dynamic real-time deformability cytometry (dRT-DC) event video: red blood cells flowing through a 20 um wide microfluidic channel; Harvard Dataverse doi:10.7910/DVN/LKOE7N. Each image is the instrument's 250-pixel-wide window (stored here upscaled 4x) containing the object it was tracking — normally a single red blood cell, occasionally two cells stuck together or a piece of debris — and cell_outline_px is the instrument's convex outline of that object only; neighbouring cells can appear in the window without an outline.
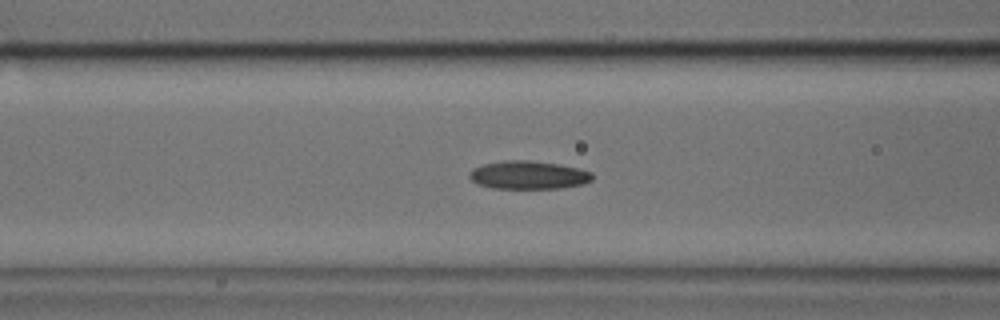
{"species": "common noctule bat (a hibernating species)", "species_latin": "Nyctalus noctula", "temperature_condition": "cold", "stored_images_in_passage": 51, "camera_frame_rate_fps": 3000, "um_per_image_px": 0.085, "animal": {"sex": "male", "body_mass_g": 17.9, "forearm_length_mm": 54.2}, "frame": {"image": 1, "passage_image": 19, "time_ms": 6.0, "image_size_px": [1000, 320], "cell_outline_px": [[592, 180], [584, 184], [564, 188], [492, 188], [480, 184], [472, 180], [468, 176], [468, 172], [472, 168], [484, 164], [504, 160], [528, 160], [560, 164], [592, 172]], "centroid_in_image_um": [44.91, 14.87], "position_along_channel_um": 121.7, "area_um2": 20.23}}
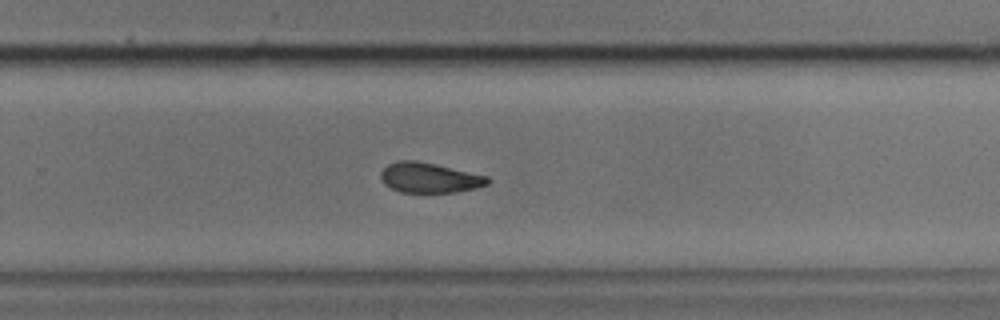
{"frame": {"image": 2, "passage_image": 32, "time_ms": 10.333, "image_size_px": [1000, 320], "cell_outline_px": [[488, 184], [476, 188], [456, 192], [400, 192], [384, 184], [380, 176], [380, 172], [388, 164], [396, 160], [416, 160], [488, 176]], "centroid_in_image_um": [36.46, 15.1], "position_along_channel_um": 293.3, "area_um2": 18.61}}
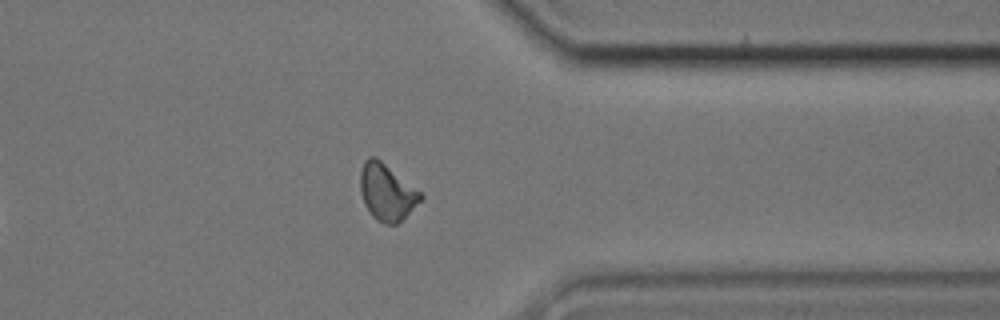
{"frame": {"image": 3, "passage_image": 39, "time_ms": 12.667, "image_size_px": [1000, 320], "cell_outline_px": [[424, 196], [396, 224], [384, 224], [376, 220], [372, 216], [364, 204], [360, 192], [360, 172], [364, 160], [368, 156], [376, 156], [420, 192]], "centroid_in_image_um": [32.82, 16.31], "position_along_channel_um": 378.6, "area_um2": 19.59}}